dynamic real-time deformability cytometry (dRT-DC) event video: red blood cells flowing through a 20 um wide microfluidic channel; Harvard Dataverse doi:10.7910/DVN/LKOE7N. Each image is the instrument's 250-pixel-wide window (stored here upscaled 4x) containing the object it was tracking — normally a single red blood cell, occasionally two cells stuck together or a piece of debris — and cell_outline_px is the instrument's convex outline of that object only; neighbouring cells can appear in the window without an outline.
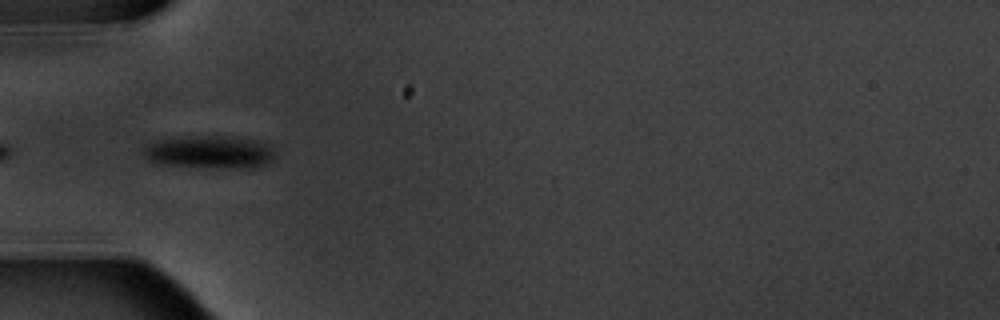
{"species": "common noctule bat (a hibernating species)", "species_latin": "Nyctalus noctula", "temperature_condition": "warm", "stored_images_in_passage": 5, "camera_frame_rate_fps": 3000, "um_per_image_px": 0.085, "animal": {"sex": "male", "body_mass_g": 20.1, "forearm_length_mm": 53.5}, "frame": {"image": 1, "passage_image": 5, "time_ms": 4.667, "image_size_px": [1000, 320], "cell_outline_px": [[276, 156], [272, 160], [256, 168], [216, 168], [152, 164], [140, 152], [148, 144], [156, 140], [172, 136], [236, 136], [260, 140], [272, 144], [276, 148]], "centroid_in_image_um": [17.84, 12.91], "position_along_channel_um": 67.2, "area_um2": 26.47}}